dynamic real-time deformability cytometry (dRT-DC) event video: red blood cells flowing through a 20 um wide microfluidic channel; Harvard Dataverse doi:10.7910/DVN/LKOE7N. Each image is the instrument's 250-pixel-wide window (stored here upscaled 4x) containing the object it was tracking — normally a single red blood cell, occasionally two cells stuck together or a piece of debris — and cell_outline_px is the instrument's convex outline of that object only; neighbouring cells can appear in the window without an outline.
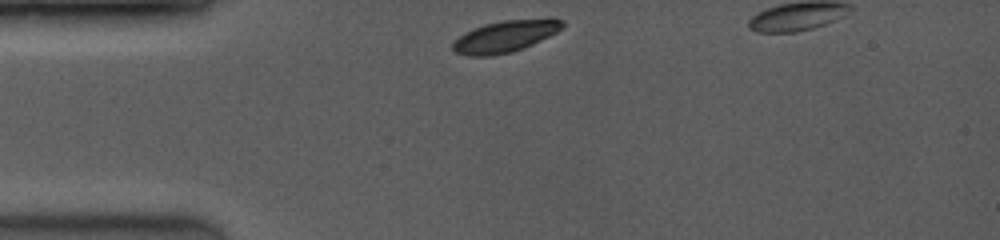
{"species": "common noctule bat (a hibernating species)", "species_latin": "Nyctalus noctula", "temperature_condition": "room temperature", "stored_images_in_passage": 3, "segment_of_instrument_passage": [1, 2], "camera_frame_rate_fps": 3500, "um_per_image_px": 0.085, "animal": {"sex": "female", "body_mass_g": 19.0, "forearm_length_mm": 53.3}, "frame": {"image": 1, "passage_image": 1, "time_ms": 0.0, "image_size_px": [1000, 240], "cell_outline_px": [[564, 24], [556, 32], [548, 36], [512, 52], [492, 56], [468, 56], [456, 52], [452, 48], [452, 44], [464, 32], [484, 24], [504, 20], [548, 16], [552, 16], [564, 20]], "centroid_in_image_um": [42.98, 3.05], "position_along_channel_um": 42.0, "area_um2": 20.4}}